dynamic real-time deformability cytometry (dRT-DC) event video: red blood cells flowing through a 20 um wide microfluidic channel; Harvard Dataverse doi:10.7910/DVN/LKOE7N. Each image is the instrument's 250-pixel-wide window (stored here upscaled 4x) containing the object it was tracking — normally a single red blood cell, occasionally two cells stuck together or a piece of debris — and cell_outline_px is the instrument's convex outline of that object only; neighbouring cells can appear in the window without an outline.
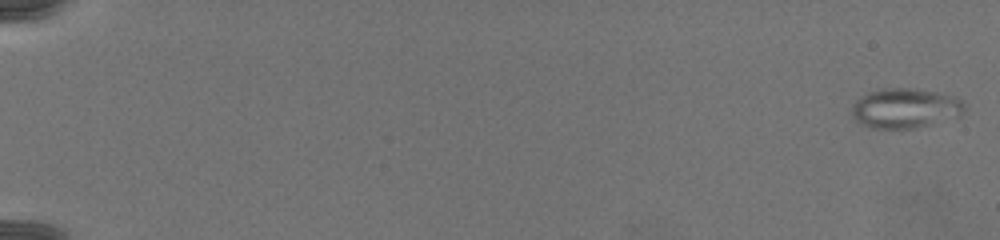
{"species": "common noctule bat (a hibernating species)", "species_latin": "Nyctalus noctula", "temperature_condition": "warm", "stored_images_in_passage": 64, "camera_frame_rate_fps": 3000, "um_per_image_px": 0.085, "animal": {"sex": "female", "body_mass_g": 19.5, "forearm_length_mm": 54.1}, "frame": {"image": 1, "passage_image": 2, "time_ms": 0.333, "image_size_px": [1000, 240], "cell_outline_px": [[964, 108], [960, 116], [916, 128], [868, 128], [856, 120], [852, 116], [852, 108], [856, 100], [868, 92], [884, 88], [908, 88], [936, 92], [960, 100], [964, 104]], "centroid_in_image_um": [76.9, 9.21], "position_along_channel_um": 8.1, "area_um2": 25.78}}
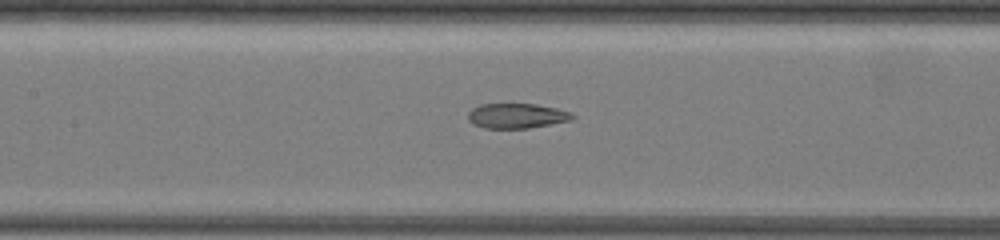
{"frame": {"image": 2, "passage_image": 40, "time_ms": 13.0, "image_size_px": [1000, 240], "cell_outline_px": [[576, 116], [572, 120], [528, 128], [484, 128], [472, 124], [468, 120], [468, 112], [472, 108], [480, 104], [536, 104], [556, 108], [572, 112]], "centroid_in_image_um": [43.92, 9.84], "position_along_channel_um": 163.5, "area_um2": 15.26}}
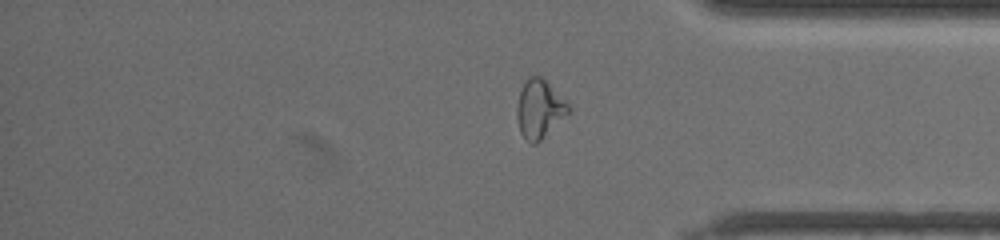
{"frame": {"image": 3, "passage_image": 64, "time_ms": 21.0, "image_size_px": [1000, 240], "cell_outline_px": [[572, 108], [536, 144], [532, 144], [520, 132], [516, 116], [516, 108], [520, 92], [528, 76], [540, 76]], "centroid_in_image_um": [45.81, 9.26], "position_along_channel_um": 389.4, "area_um2": 16.88}}